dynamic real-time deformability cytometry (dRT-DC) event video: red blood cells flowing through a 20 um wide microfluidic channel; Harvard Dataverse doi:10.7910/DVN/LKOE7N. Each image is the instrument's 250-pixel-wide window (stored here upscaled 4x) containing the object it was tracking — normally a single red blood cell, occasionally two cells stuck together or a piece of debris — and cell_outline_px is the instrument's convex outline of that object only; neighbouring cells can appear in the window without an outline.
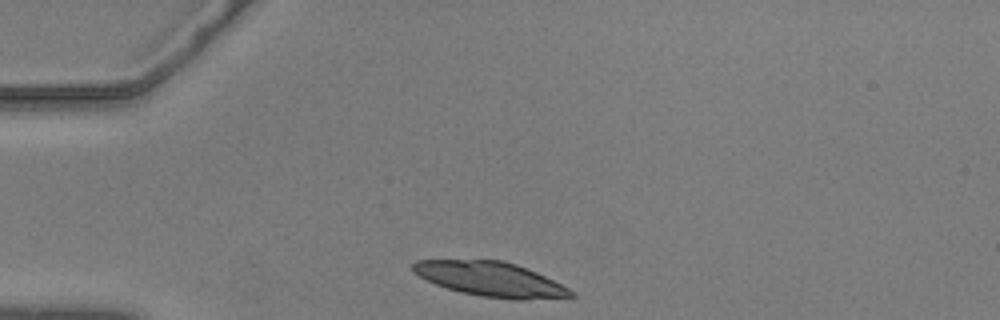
{"species": "common noctule bat (a hibernating species)", "species_latin": "Nyctalus noctula", "temperature_condition": "warm", "stored_images_in_passage": 34, "camera_frame_rate_fps": 3000, "um_per_image_px": 0.085, "animal": {"sex": "male", "body_mass_g": 20.5, "forearm_length_mm": 52.5}, "frame": {"image": 1, "passage_image": 1, "time_ms": 0.0, "image_size_px": [1000, 320], "cell_outline_px": [[576, 296], [524, 300], [512, 300], [480, 296], [460, 292], [436, 284], [412, 272], [412, 264], [416, 260], [504, 260], [516, 264], [536, 272], [576, 292]], "centroid_in_image_um": [41.7, 23.73], "position_along_channel_um": 43.3, "area_um2": 31.67}}